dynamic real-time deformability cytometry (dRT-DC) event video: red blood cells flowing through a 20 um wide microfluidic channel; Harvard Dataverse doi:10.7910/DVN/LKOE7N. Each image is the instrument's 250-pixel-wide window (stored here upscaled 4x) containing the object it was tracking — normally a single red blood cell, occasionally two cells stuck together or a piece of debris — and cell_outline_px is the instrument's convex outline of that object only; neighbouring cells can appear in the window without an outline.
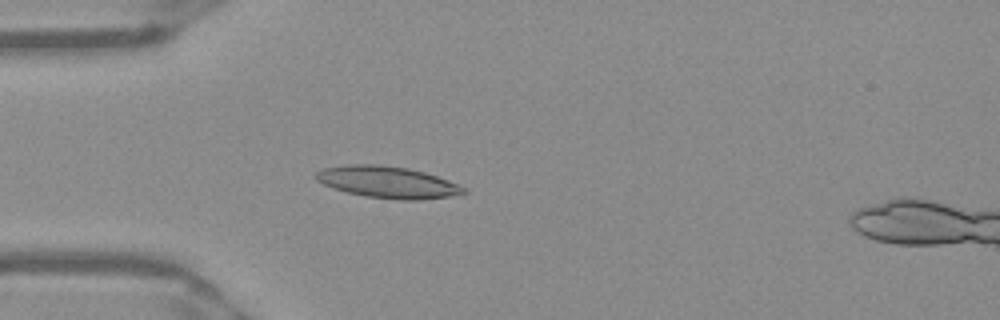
{"species": "Egyptian fruit bat (a non-hibernating species)", "species_latin": "Rousettus aegyptiacus", "temperature_condition": "warm", "stored_images_in_passage": 51, "camera_frame_rate_fps": 3000, "um_per_image_px": 0.085, "frame": {"image": 1, "passage_image": 14, "time_ms": 4.333, "image_size_px": [1000, 320], "cell_outline_px": [[468, 192], [448, 196], [420, 200], [400, 200], [364, 196], [344, 192], [332, 188], [316, 180], [312, 176], [316, 172], [324, 168], [348, 164], [380, 164], [408, 168], [424, 172], [448, 180], [464, 188]], "centroid_in_image_um": [32.88, 15.48], "position_along_channel_um": 52.1, "area_um2": 27.34}}
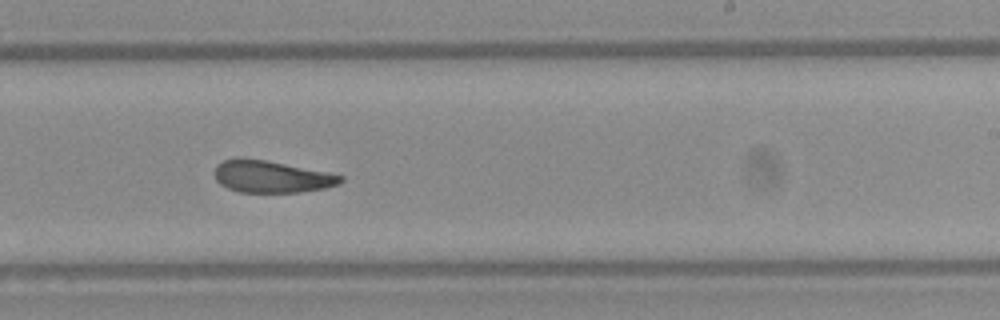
{"frame": {"image": 2, "passage_image": 31, "time_ms": 10.0, "image_size_px": [1000, 320], "cell_outline_px": [[344, 180], [340, 184], [324, 188], [300, 192], [240, 192], [228, 188], [220, 184], [216, 180], [216, 164], [224, 160], [236, 156], [240, 156], [264, 160], [328, 172], [344, 176]], "centroid_in_image_um": [23.07, 15.0], "position_along_channel_um": 265.9, "area_um2": 23.58}}
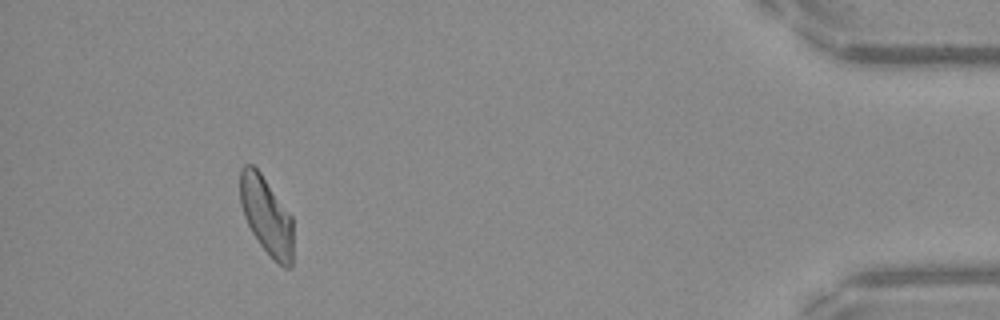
{"frame": {"image": 3, "passage_image": 47, "time_ms": 15.333, "image_size_px": [1000, 320], "cell_outline_px": [[292, 268], [284, 268], [260, 244], [252, 232], [244, 216], [240, 204], [240, 168], [244, 164], [252, 164], [260, 172], [292, 216]], "centroid_in_image_um": [22.64, 18.3], "position_along_channel_um": 412.6, "area_um2": 23.81}, "authors_computed_cell_mechanics": {"area_um2": 24.854, "velocity_mm_per_s": 3.9251, "shape_relaxation_time_tau1_ms": 8.0386, "shape_relaxation_time_tau2_ms": 2.6826, "deformation_change_tau1": 0.1906, "deformation_change_tau2": 0.1055}}